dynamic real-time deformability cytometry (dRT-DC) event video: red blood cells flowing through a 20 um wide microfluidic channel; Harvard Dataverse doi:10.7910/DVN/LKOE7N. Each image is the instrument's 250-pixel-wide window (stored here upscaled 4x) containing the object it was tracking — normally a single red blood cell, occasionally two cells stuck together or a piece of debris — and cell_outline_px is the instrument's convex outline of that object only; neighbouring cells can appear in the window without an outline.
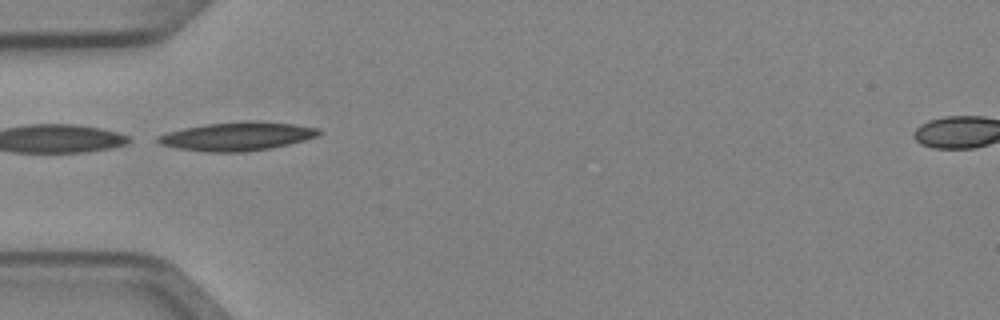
{"species": "Egyptian fruit bat (a non-hibernating species)", "species_latin": "Rousettus aegyptiacus", "temperature_condition": "cold", "stored_images_in_passage": 4, "camera_frame_rate_fps": 3000, "um_per_image_px": 0.085, "animal": {"sex": "female"}, "frame": {"image": 1, "passage_image": 1, "time_ms": 0.0, "image_size_px": [1000, 320], "cell_outline_px": [[324, 132], [316, 136], [304, 140], [272, 148], [244, 152], [208, 152], [180, 148], [160, 144], [156, 140], [156, 136], [168, 132], [184, 128], [204, 124], [248, 120], [252, 120], [296, 124], [320, 128]], "centroid_in_image_um": [20.2, 11.57], "position_along_channel_um": 64.8, "area_um2": 26.93}}
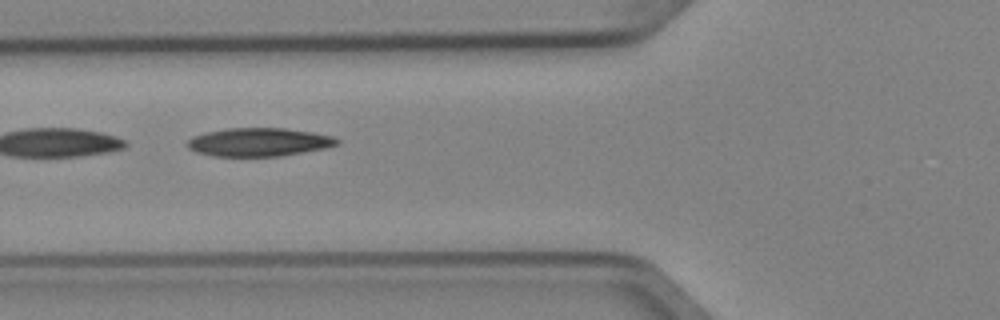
{"frame": {"image": 2, "passage_image": 2, "time_ms": 0.333, "image_size_px": [1000, 320], "cell_outline_px": [[340, 144], [328, 148], [280, 156], [216, 156], [196, 152], [188, 148], [188, 140], [192, 136], [204, 132], [228, 128], [284, 128], [312, 132], [332, 136], [340, 140]], "centroid_in_image_um": [22.03, 12.08], "position_along_channel_um": 103.8, "area_um2": 24.85}}